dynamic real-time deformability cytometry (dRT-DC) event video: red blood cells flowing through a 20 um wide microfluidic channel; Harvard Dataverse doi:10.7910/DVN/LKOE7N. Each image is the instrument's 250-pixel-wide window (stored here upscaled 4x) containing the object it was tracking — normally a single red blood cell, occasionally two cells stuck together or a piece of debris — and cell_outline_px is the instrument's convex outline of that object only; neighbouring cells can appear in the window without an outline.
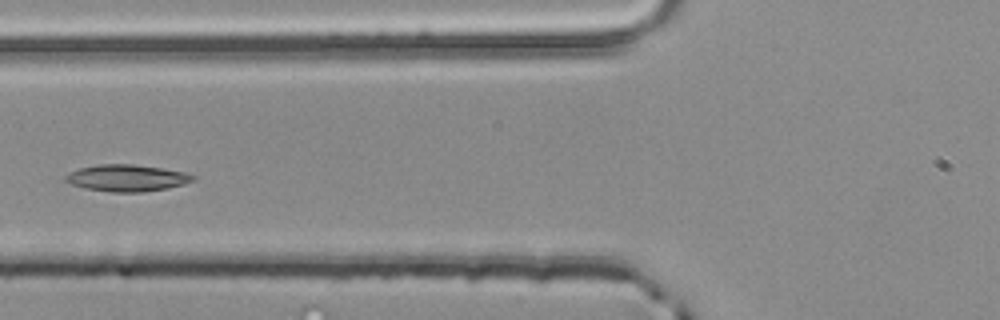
{"species": "common noctule bat (a hibernating species)", "species_latin": "Nyctalus noctula", "temperature_condition": "room temperature", "stored_images_in_passage": 5, "camera_frame_rate_fps": 3000, "um_per_image_px": 0.085, "animal": {"sex": "male", "body_mass_g": 20.4}, "frame": {"image": 1, "passage_image": 5, "time_ms": 1.333, "image_size_px": [1000, 320], "cell_outline_px": [[196, 180], [184, 184], [168, 188], [144, 192], [112, 192], [84, 188], [72, 184], [64, 180], [64, 176], [68, 172], [80, 168], [100, 164], [132, 164], [160, 168], [184, 172], [196, 176]], "centroid_in_image_um": [10.78, 15.13], "position_along_channel_um": 115.0, "area_um2": 19.88}}